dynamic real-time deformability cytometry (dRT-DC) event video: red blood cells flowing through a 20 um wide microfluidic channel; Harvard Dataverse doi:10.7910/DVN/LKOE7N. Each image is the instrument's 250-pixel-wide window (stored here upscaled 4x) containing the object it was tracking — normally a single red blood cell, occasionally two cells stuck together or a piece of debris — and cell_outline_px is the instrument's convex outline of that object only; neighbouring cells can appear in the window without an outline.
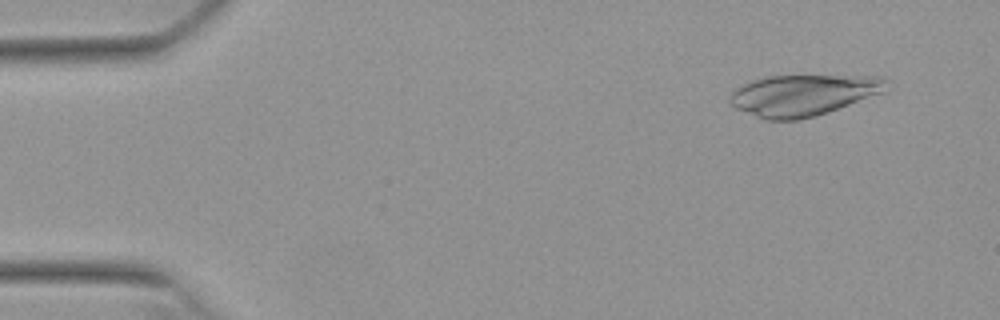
{"species": "Egyptian fruit bat (a non-hibernating species)", "species_latin": "Rousettus aegyptiacus", "temperature_condition": "warm", "stored_images_in_passage": 28, "camera_frame_rate_fps": 3000, "um_per_image_px": 0.085, "animal": {"sex": "female"}, "frame": {"image": 1, "passage_image": 4, "time_ms": 1.0, "image_size_px": [1000, 320], "cell_outline_px": [[892, 88], [884, 92], [828, 112], [816, 116], [800, 120], [764, 120], [736, 108], [728, 100], [728, 96], [736, 88], [752, 80], [764, 76], [884, 76], [888, 80]], "centroid_in_image_um": [68.31, 8.08], "position_along_channel_um": 16.7, "area_um2": 37.92}}
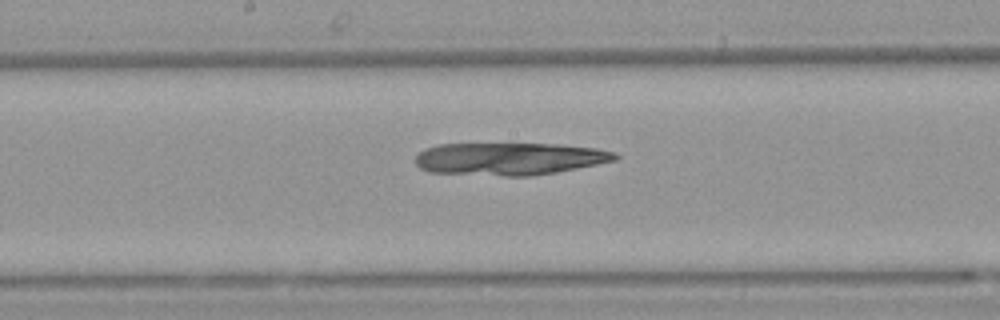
{"frame": {"image": 2, "passage_image": 27, "time_ms": 8.667, "image_size_px": [1000, 320], "cell_outline_px": [[620, 156], [616, 160], [556, 172], [528, 176], [504, 176], [428, 172], [420, 168], [416, 164], [416, 156], [424, 148], [440, 144], [556, 144], [596, 148], [616, 152]], "centroid_in_image_um": [43.29, 13.49], "position_along_channel_um": 204.9, "area_um2": 37.74}}